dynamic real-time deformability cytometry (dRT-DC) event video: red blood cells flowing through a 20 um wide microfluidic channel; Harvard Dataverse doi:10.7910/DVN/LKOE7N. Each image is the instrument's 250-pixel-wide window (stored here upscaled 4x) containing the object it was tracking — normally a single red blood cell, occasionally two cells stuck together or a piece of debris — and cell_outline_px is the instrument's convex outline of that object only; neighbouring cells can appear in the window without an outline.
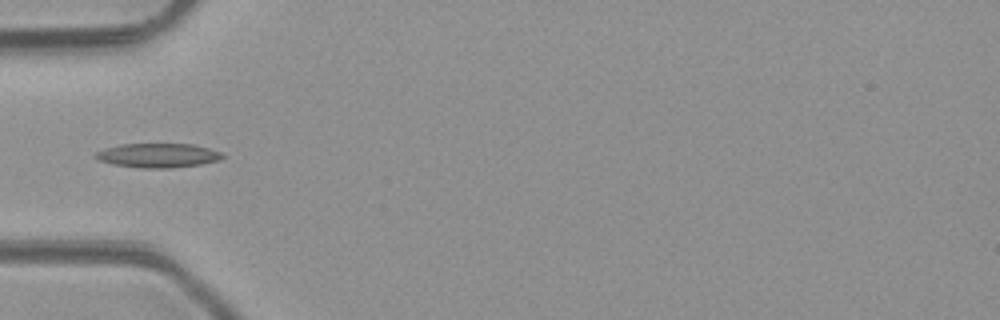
{"species": "common noctule bat (a hibernating species)", "species_latin": "Nyctalus noctula", "temperature_condition": "room temperature", "stored_images_in_passage": 5, "camera_frame_rate_fps": 3000, "um_per_image_px": 0.085, "animal": {"sex": "male", "body_mass_g": 23.1, "forearm_length_mm": 52.7}, "frame": {"image": 1, "passage_image": 4, "time_ms": 4.333, "image_size_px": [1000, 320], "cell_outline_px": [[224, 156], [220, 160], [200, 164], [172, 168], [144, 168], [112, 164], [100, 160], [92, 156], [96, 152], [120, 144], [192, 144], [224, 152]], "centroid_in_image_um": [13.46, 13.21], "position_along_channel_um": 71.5, "area_um2": 17.86}}
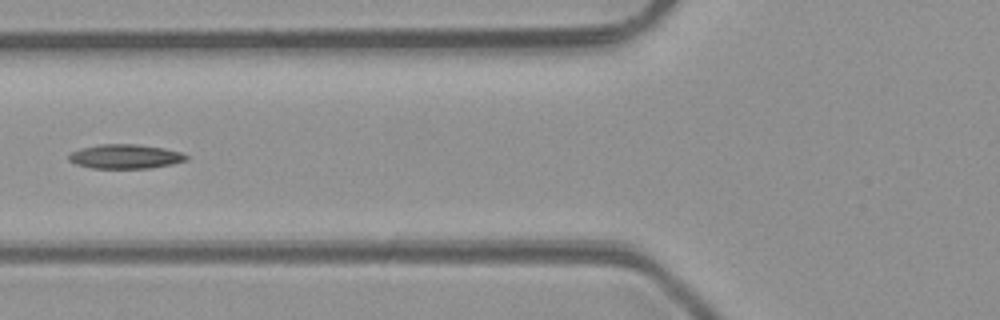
{"frame": {"image": 2, "passage_image": 5, "time_ms": 5.333, "image_size_px": [1000, 320], "cell_outline_px": [[188, 160], [172, 164], [152, 168], [92, 168], [76, 164], [68, 160], [68, 156], [72, 152], [80, 148], [100, 144], [136, 144], [164, 148], [180, 152], [188, 156]], "centroid_in_image_um": [10.65, 13.3], "position_along_channel_um": 115.1, "area_um2": 16.65}}